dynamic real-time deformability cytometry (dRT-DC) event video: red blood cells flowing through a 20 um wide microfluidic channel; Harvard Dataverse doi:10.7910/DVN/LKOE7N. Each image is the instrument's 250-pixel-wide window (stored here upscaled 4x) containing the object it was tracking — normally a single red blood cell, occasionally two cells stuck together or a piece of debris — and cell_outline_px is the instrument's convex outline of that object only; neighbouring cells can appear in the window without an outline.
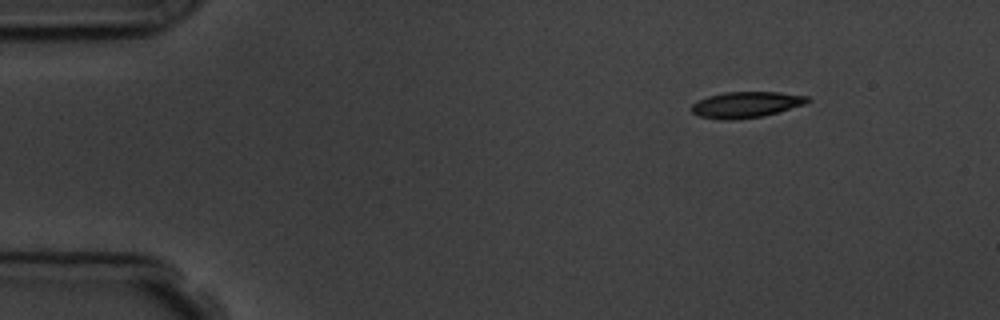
{"species": "common noctule bat (a hibernating species)", "species_latin": "Nyctalus noctula", "temperature_condition": "room temperature", "stored_images_in_passage": 9, "camera_frame_rate_fps": 3000, "um_per_image_px": 0.085, "animal": {"sex": "male", "body_mass_g": 19.5, "forearm_length_mm": 54.6}, "frame": {"image": 1, "passage_image": 1, "time_ms": 0.0, "image_size_px": [1000, 320], "cell_outline_px": [[812, 100], [804, 104], [776, 112], [760, 116], [732, 120], [720, 120], [700, 116], [692, 112], [692, 104], [708, 96], [724, 92], [780, 92], [808, 96]], "centroid_in_image_um": [63.41, 8.89], "position_along_channel_um": 21.6, "area_um2": 17.34}}
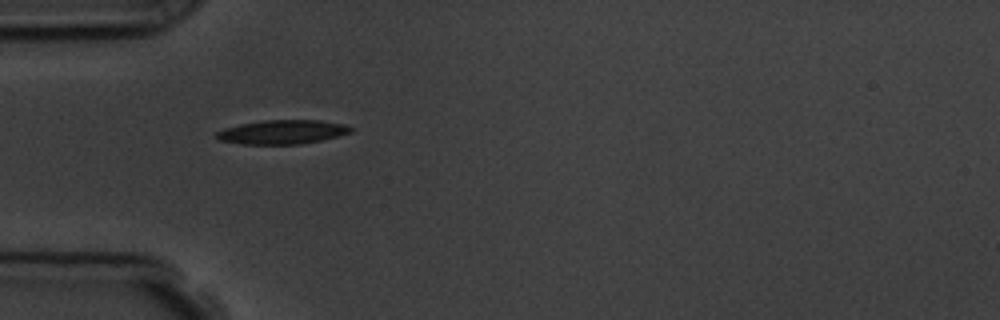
{"frame": {"image": 2, "passage_image": 4, "time_ms": 3.333, "image_size_px": [1000, 320], "cell_outline_px": [[352, 132], [320, 140], [300, 144], [244, 144], [220, 140], [216, 136], [216, 132], [224, 128], [240, 124], [264, 120], [320, 120], [344, 124], [352, 128]], "centroid_in_image_um": [23.99, 11.21], "position_along_channel_um": 61.0, "area_um2": 18.61}}
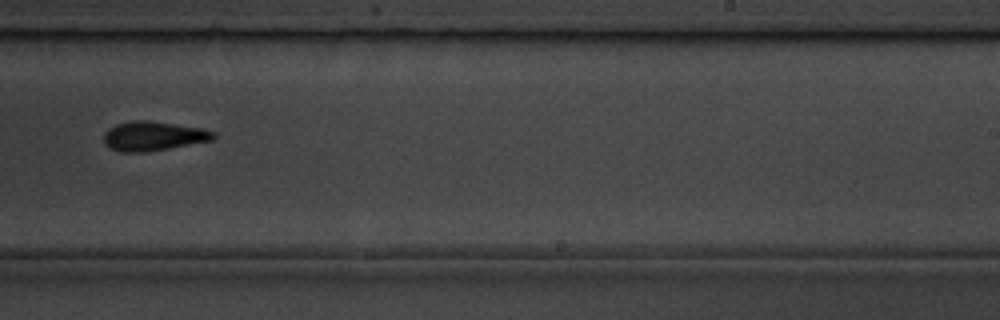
{"frame": {"image": 3, "passage_image": 9, "time_ms": 9.333, "image_size_px": [1000, 320], "cell_outline_px": [[216, 136], [212, 140], [148, 152], [120, 152], [108, 148], [104, 144], [104, 132], [108, 128], [116, 124], [132, 120], [148, 120], [204, 128], [216, 132]], "centroid_in_image_um": [13.01, 11.56], "position_along_channel_um": 276.0, "area_um2": 19.02}}